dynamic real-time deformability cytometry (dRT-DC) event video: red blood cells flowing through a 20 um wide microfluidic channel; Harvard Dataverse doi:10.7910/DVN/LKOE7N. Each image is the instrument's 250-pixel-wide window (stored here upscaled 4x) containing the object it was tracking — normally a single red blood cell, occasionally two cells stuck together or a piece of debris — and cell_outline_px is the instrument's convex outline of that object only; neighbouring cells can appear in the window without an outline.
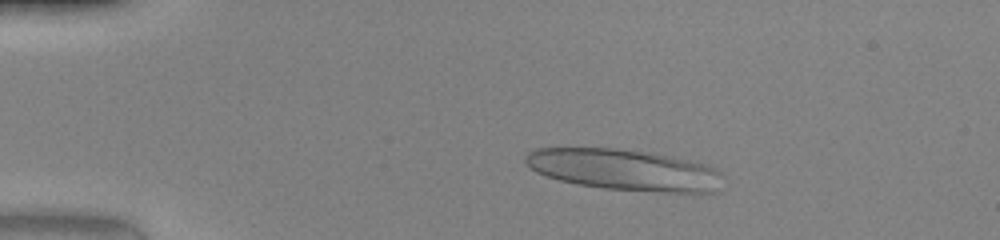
{"species": "human", "species_latin": "Homo sapiens", "temperature_condition": "warm", "stored_images_in_passage": 47, "camera_frame_rate_fps": 3000, "um_per_image_px": 0.085, "donor": {"sex": "female"}, "frame": {"image": 1, "passage_image": 8, "time_ms": 2.333, "image_size_px": [1000, 240], "cell_outline_px": [[724, 176], [720, 192], [656, 192], [604, 188], [576, 184], [560, 180], [536, 172], [524, 160], [524, 156], [528, 152], [536, 148], [616, 148], [652, 152], [708, 164], [716, 168]], "centroid_in_image_um": [53.15, 14.43], "position_along_channel_um": 31.9, "area_um2": 47.92}}
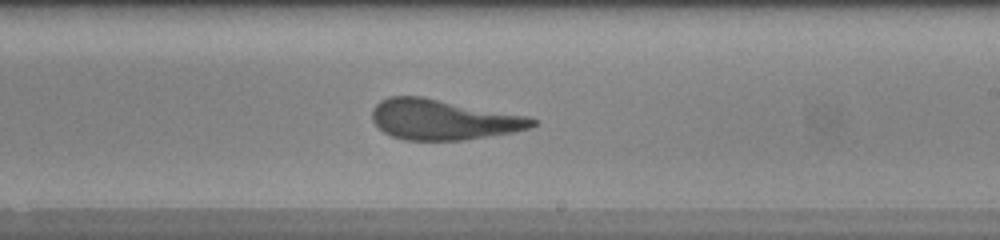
{"frame": {"image": 2, "passage_image": 28, "time_ms": 9.0, "image_size_px": [1000, 240], "cell_outline_px": [[540, 124], [528, 128], [512, 132], [464, 140], [404, 140], [392, 136], [384, 132], [372, 120], [372, 108], [380, 100], [388, 96], [420, 96], [528, 116], [540, 120]], "centroid_in_image_um": [37.68, 10.16], "position_along_channel_um": 251.3, "area_um2": 37.63}}
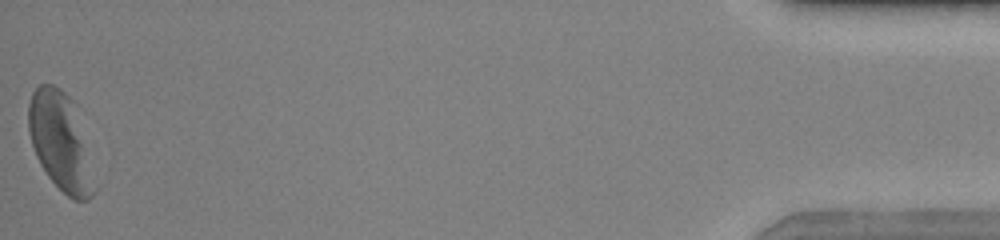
{"frame": {"image": 3, "passage_image": 47, "time_ms": 15.333, "image_size_px": [1000, 240], "cell_outline_px": [[100, 188], [88, 200], [72, 200], [48, 176], [40, 164], [36, 156], [28, 132], [28, 104], [32, 92], [40, 84], [52, 84], [60, 88], [72, 100]], "centroid_in_image_um": [5.17, 12.1], "position_along_channel_um": 430.0, "area_um2": 37.86}, "authors_computed_cell_mechanics": {"area_um2": 38.6682, "velocity_mm_per_s": 4.2206, "shape_relaxation_time_tau1_ms": 5.8532, "shape_relaxation_time_tau2_ms": 1.2898, "deformation_change_tau1": 0.2392, "deformation_change_tau2": 0.0967}}